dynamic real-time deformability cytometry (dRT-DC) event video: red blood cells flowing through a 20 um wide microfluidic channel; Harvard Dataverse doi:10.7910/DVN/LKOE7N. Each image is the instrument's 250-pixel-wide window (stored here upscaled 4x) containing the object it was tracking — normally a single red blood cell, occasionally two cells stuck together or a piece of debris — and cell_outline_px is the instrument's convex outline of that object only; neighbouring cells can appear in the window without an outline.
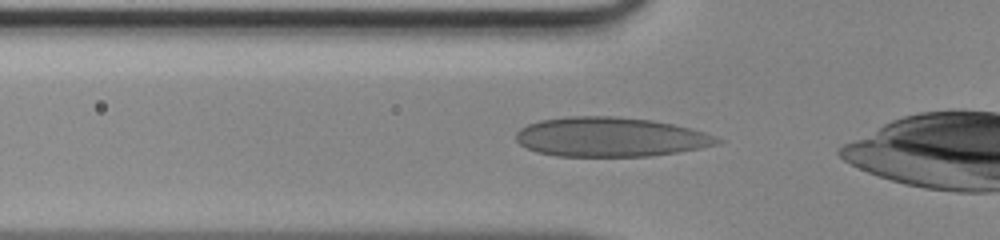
{"species": "human", "species_latin": "Homo sapiens", "temperature_condition": "room temperature", "stored_images_in_passage": 34, "camera_frame_rate_fps": 3000, "um_per_image_px": 0.085, "donor": {"sex": "male"}, "frame": {"image": 1, "passage_image": 2, "time_ms": 0.333, "image_size_px": [1000, 240], "cell_outline_px": [[724, 140], [720, 144], [700, 148], [652, 156], [556, 156], [536, 152], [520, 144], [516, 140], [516, 132], [520, 128], [528, 124], [540, 120], [568, 116], [616, 116], [652, 120], [692, 128], [716, 136]], "centroid_in_image_um": [51.89, 11.64], "position_along_channel_um": 73.9, "area_um2": 46.47}}
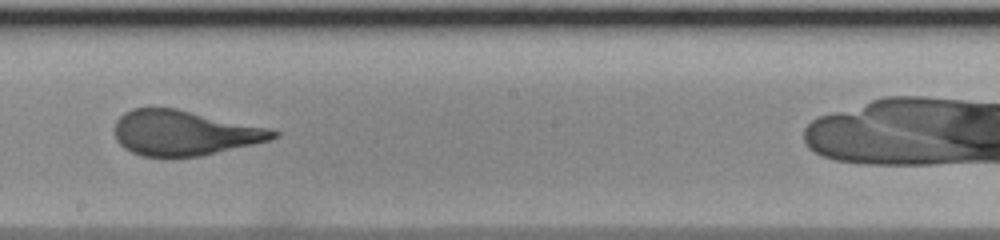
{"frame": {"image": 2, "passage_image": 13, "time_ms": 4.0, "image_size_px": [1000, 240], "cell_outline_px": [[280, 136], [268, 140], [252, 144], [200, 156], [140, 156], [124, 148], [116, 140], [116, 120], [124, 112], [132, 108], [176, 108], [268, 128], [280, 132]], "centroid_in_image_um": [15.64, 11.29], "position_along_channel_um": 232.6, "area_um2": 41.15}}
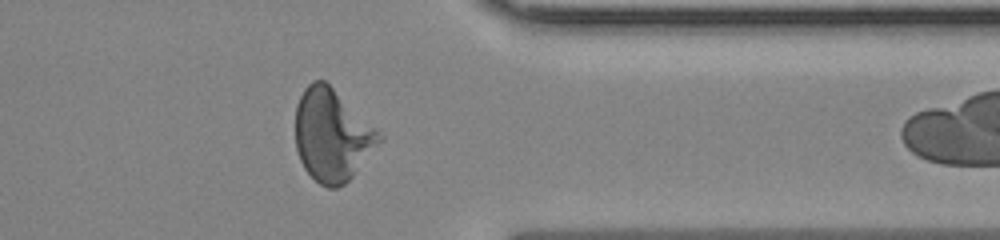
{"frame": {"image": 3, "passage_image": 24, "time_ms": 7.667, "image_size_px": [1000, 240], "cell_outline_px": [[384, 140], [352, 176], [344, 184], [336, 188], [328, 188], [320, 184], [304, 168], [300, 160], [296, 148], [296, 104], [304, 88], [312, 80], [324, 80], [384, 136]], "centroid_in_image_um": [28.22, 11.5], "position_along_channel_um": 383.2, "area_um2": 44.68}}